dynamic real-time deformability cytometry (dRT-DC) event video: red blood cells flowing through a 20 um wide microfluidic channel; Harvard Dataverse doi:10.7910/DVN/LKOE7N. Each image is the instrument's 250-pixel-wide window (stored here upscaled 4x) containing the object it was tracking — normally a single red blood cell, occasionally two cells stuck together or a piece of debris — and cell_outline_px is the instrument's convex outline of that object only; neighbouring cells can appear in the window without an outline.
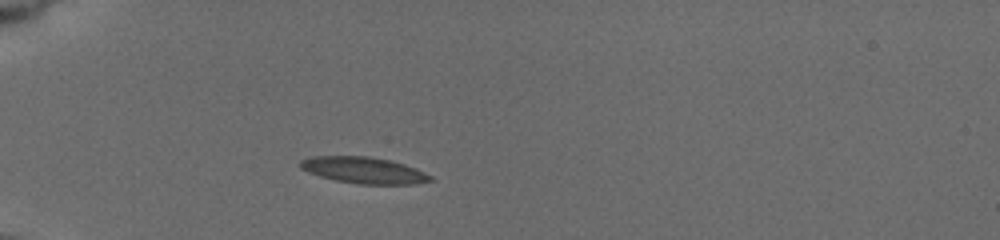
{"species": "common noctule bat (a hibernating species)", "species_latin": "Nyctalus noctula", "temperature_condition": "cold", "stored_images_in_passage": 14, "camera_frame_rate_fps": 3000, "um_per_image_px": 0.085, "animal": {"sex": "female", "body_mass_g": 19.5, "forearm_length_mm": 54.1}, "frame": {"image": 1, "passage_image": 12, "time_ms": 3.0, "image_size_px": [1000, 240], "cell_outline_px": [[432, 180], [416, 184], [360, 184], [336, 180], [320, 176], [308, 172], [300, 168], [300, 160], [312, 156], [368, 156], [388, 160], [404, 164], [416, 168], [432, 176]], "centroid_in_image_um": [30.91, 14.47], "position_along_channel_um": 54.1, "area_um2": 19.88}}